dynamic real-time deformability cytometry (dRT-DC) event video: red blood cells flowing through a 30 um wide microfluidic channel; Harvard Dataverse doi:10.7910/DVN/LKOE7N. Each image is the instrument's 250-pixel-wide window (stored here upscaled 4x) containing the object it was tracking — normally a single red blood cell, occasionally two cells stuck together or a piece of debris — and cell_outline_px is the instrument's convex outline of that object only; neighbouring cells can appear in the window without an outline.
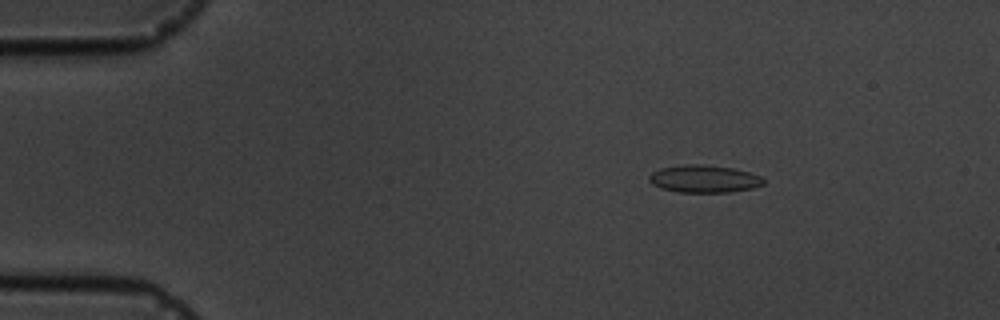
{"species": "common noctule bat (a hibernating species)", "species_latin": "Nyctalus noctula", "temperature_condition": "cold", "stored_images_in_passage": 5, "camera_frame_rate_fps": 3000, "um_per_image_px": 0.085, "animal": {"sex": "male", "body_mass_g": 19.5, "forearm_length_mm": 54.6}, "frame": {"image": 1, "passage_image": 2, "time_ms": 2.0, "image_size_px": [1000, 320], "cell_outline_px": [[764, 184], [752, 188], [728, 192], [676, 192], [660, 188], [652, 184], [648, 180], [648, 176], [652, 172], [660, 168], [684, 164], [704, 164], [732, 168], [748, 172], [760, 176], [764, 180]], "centroid_in_image_um": [59.8, 15.2], "position_along_channel_um": 25.2, "area_um2": 18.38}}